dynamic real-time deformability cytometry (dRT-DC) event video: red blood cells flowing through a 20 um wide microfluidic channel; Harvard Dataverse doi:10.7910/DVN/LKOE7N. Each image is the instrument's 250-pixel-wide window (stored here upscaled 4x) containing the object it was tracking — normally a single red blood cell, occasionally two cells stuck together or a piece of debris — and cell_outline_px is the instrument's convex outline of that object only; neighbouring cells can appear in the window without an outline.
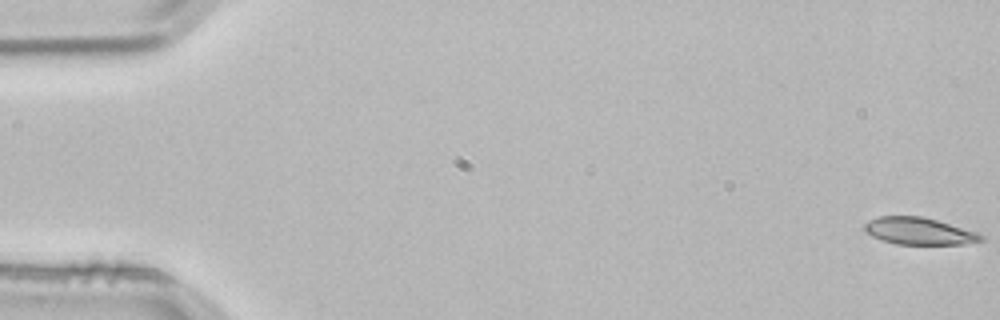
{"species": "common noctule bat (a hibernating species)", "species_latin": "Nyctalus noctula", "temperature_condition": "room temperature", "stored_images_in_passage": 4, "segment_of_instrument_passage": [2, 2], "camera_frame_rate_fps": 3000, "um_per_image_px": 0.085, "animal": {"sex": "male", "body_mass_g": 21.5, "forearm_length_mm": 52.0}, "frame": {"image": 1, "passage_image": 4, "time_ms": 1.0, "image_size_px": [1000, 320], "cell_outline_px": [[984, 240], [964, 244], [896, 244], [872, 236], [864, 232], [864, 224], [868, 220], [880, 216], [920, 216], [936, 220], [976, 232], [984, 236]], "centroid_in_image_um": [78.09, 19.64], "position_along_channel_um": 6.9, "area_um2": 18.21}}